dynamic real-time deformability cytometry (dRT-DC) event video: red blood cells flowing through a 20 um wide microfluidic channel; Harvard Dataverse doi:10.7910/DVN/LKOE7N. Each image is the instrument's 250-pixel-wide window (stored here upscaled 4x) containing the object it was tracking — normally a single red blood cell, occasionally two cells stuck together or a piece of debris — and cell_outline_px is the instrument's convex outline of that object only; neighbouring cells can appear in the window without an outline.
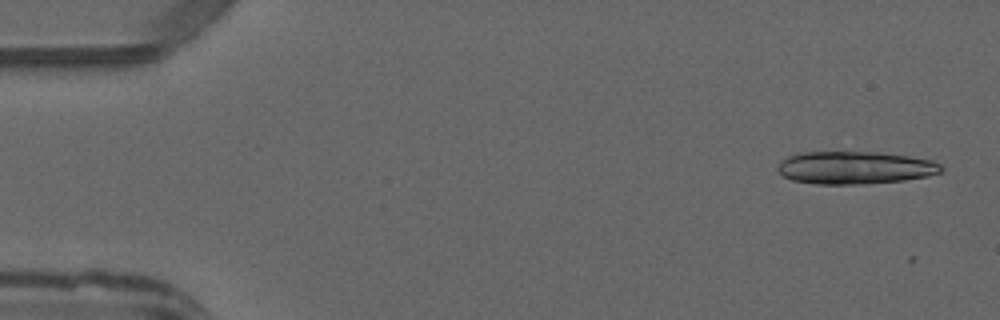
{"species": "common noctule bat (a hibernating species)", "species_latin": "Nyctalus noctula", "temperature_condition": "warm", "stored_images_in_passage": 13, "camera_frame_rate_fps": 3000, "um_per_image_px": 0.085, "animal": {"sex": "male", "forearm_length_mm": 52.5}, "frame": {"image": 1, "passage_image": 2, "time_ms": 0.333, "image_size_px": [1000, 320], "cell_outline_px": [[944, 168], [940, 172], [928, 176], [904, 180], [864, 184], [816, 184], [792, 180], [784, 176], [776, 168], [788, 156], [804, 152], [876, 152], [908, 156], [932, 160], [940, 164]], "centroid_in_image_um": [72.69, 14.26], "position_along_channel_um": 12.3, "area_um2": 30.98}}